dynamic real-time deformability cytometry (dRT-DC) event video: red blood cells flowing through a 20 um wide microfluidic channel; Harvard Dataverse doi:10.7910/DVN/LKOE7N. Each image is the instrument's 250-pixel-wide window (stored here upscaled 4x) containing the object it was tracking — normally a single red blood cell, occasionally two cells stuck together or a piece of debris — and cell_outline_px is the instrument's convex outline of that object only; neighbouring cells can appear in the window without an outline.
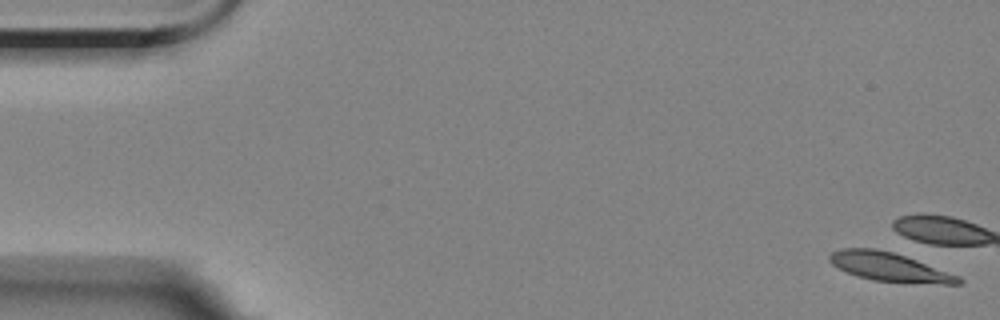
{"species": "Egyptian fruit bat (a non-hibernating species)", "species_latin": "Rousettus aegyptiacus", "temperature_condition": "room temperature", "stored_images_in_passage": 7, "camera_frame_rate_fps": 3000, "um_per_image_px": 0.085, "animal": {"sex": "female"}, "frame": {"image": 1, "passage_image": 1, "time_ms": 0.0, "image_size_px": [1000, 320], "cell_outline_px": [[964, 280], [960, 284], [940, 284], [872, 280], [856, 276], [832, 264], [828, 260], [828, 256], [832, 252], [840, 248], [876, 248], [892, 252], [916, 260], [960, 276]], "centroid_in_image_um": [75.59, 22.69], "position_along_channel_um": 9.4, "area_um2": 21.44}}